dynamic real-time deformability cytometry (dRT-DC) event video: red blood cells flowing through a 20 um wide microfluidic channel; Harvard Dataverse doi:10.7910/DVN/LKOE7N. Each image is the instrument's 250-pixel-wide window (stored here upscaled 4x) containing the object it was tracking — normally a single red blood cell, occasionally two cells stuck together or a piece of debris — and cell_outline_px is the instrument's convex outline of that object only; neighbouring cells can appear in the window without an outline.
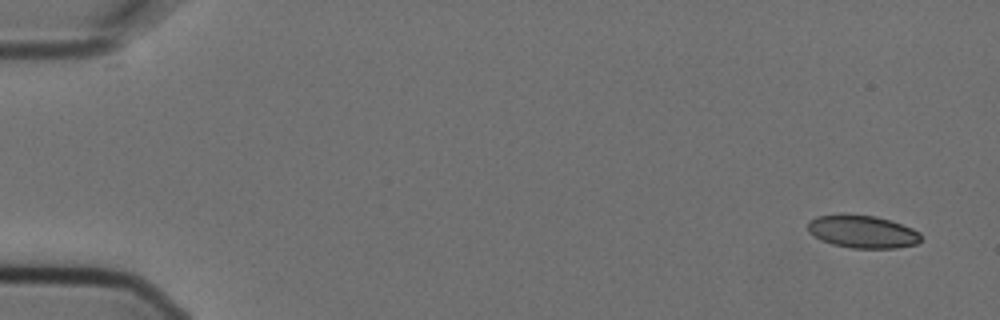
{"species": "Egyptian fruit bat (a non-hibernating species)", "species_latin": "Rousettus aegyptiacus", "temperature_condition": "cold", "stored_images_in_passage": 6, "camera_frame_rate_fps": 3000, "um_per_image_px": 0.085, "animal": {"sex": "female"}, "frame": {"image": 1, "passage_image": 1, "time_ms": 0.0, "image_size_px": [1000, 320], "cell_outline_px": [[920, 240], [916, 244], [896, 248], [852, 248], [832, 244], [820, 240], [808, 232], [808, 220], [816, 216], [876, 216], [912, 228], [920, 232]], "centroid_in_image_um": [73.3, 19.72], "position_along_channel_um": 11.7, "area_um2": 21.1}}
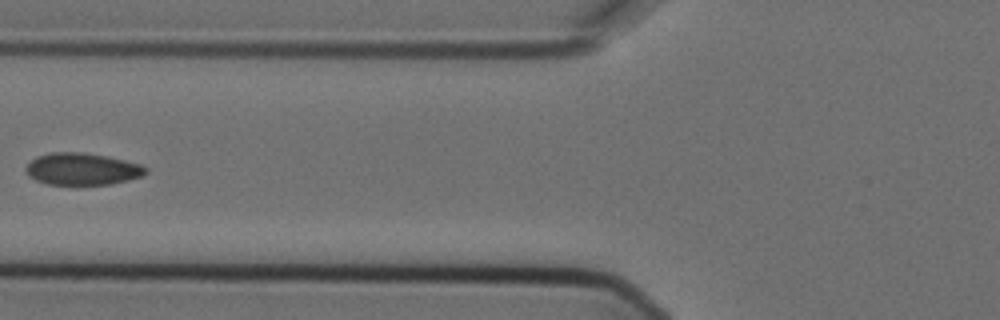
{"frame": {"image": 2, "passage_image": 6, "time_ms": 1.667, "image_size_px": [1000, 320], "cell_outline_px": [[148, 172], [144, 176], [128, 180], [108, 184], [76, 188], [48, 184], [36, 180], [28, 176], [24, 168], [36, 156], [52, 152], [84, 152], [124, 160], [140, 164], [148, 168]], "centroid_in_image_um": [6.97, 14.41], "position_along_channel_um": 118.8, "area_um2": 23.18}}